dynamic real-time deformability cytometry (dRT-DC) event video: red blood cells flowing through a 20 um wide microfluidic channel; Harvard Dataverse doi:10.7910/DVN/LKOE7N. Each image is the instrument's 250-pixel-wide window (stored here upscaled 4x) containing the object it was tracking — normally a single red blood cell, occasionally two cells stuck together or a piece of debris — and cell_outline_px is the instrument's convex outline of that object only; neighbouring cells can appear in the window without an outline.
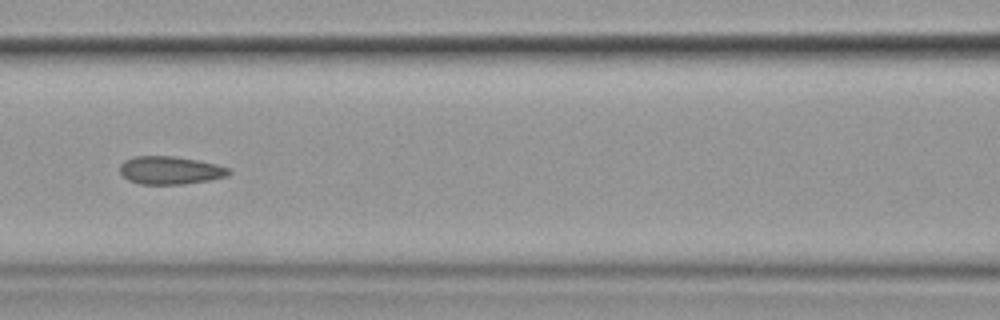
{"species": "common noctule bat (a hibernating species)", "species_latin": "Nyctalus noctula", "temperature_condition": "cold", "stored_images_in_passage": 11, "camera_frame_rate_fps": 3000, "um_per_image_px": 0.085, "animal": {"sex": "female", "body_mass_g": 19.9}, "frame": {"image": 1, "passage_image": 7, "time_ms": 8.0, "image_size_px": [1000, 320], "cell_outline_px": [[232, 172], [228, 176], [208, 180], [184, 184], [140, 184], [128, 180], [120, 172], [120, 164], [124, 160], [136, 156], [176, 156], [216, 164], [232, 168]], "centroid_in_image_um": [14.49, 14.47], "position_along_channel_um": 152.1, "area_um2": 17.86}}
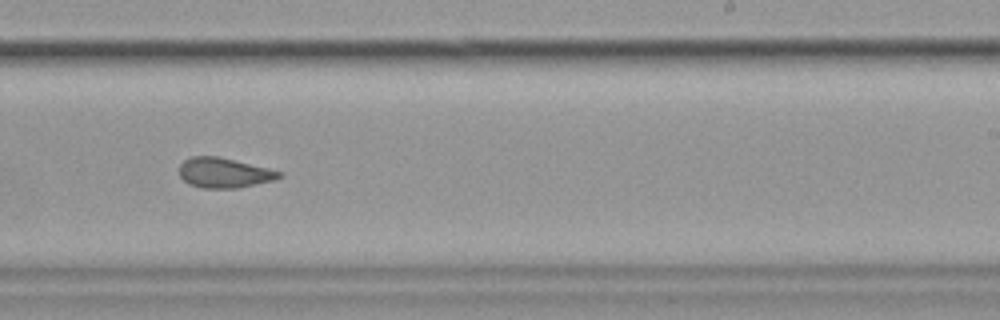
{"frame": {"image": 2, "passage_image": 10, "time_ms": 11.333, "image_size_px": [1000, 320], "cell_outline_px": [[284, 176], [276, 180], [236, 188], [200, 188], [188, 184], [180, 176], [180, 164], [184, 160], [192, 156], [216, 156], [268, 168], [284, 172]], "centroid_in_image_um": [19.07, 14.7], "position_along_channel_um": 269.9, "area_um2": 17.51}}
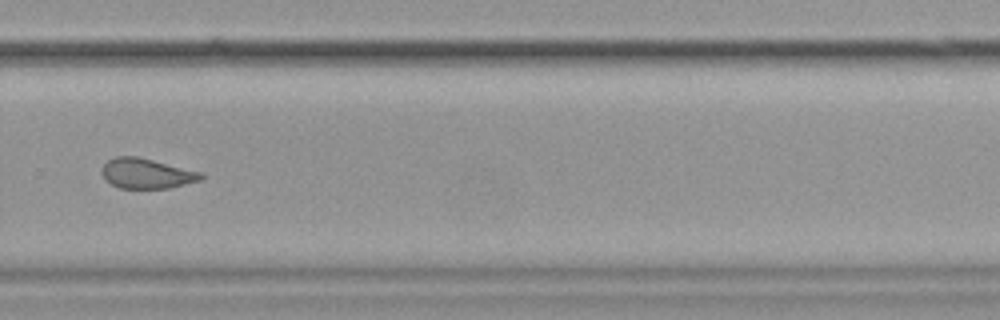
{"frame": {"image": 3, "passage_image": 11, "time_ms": 12.667, "image_size_px": [1000, 320], "cell_outline_px": [[204, 176], [200, 180], [168, 188], [120, 188], [104, 180], [104, 164], [108, 160], [116, 156], [136, 156], [204, 172]], "centroid_in_image_um": [12.5, 14.74], "position_along_channel_um": 317.3, "area_um2": 17.22}}